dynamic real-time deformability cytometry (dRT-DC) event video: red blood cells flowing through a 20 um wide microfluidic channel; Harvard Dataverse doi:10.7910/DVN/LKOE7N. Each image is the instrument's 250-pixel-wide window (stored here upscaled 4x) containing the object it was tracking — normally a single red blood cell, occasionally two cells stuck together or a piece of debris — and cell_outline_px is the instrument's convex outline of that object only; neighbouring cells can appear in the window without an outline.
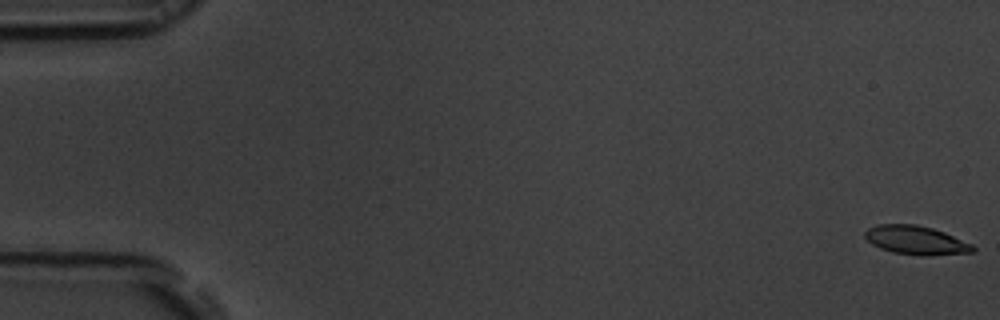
{"species": "common noctule bat (a hibernating species)", "species_latin": "Nyctalus noctula", "temperature_condition": "room temperature", "stored_images_in_passage": 56, "camera_frame_rate_fps": 3000, "um_per_image_px": 0.085, "animal": {"sex": "male", "body_mass_g": 19.5, "forearm_length_mm": 54.6}, "frame": {"image": 1, "passage_image": 1, "time_ms": 0.0, "image_size_px": [1000, 320], "cell_outline_px": [[976, 252], [924, 256], [920, 256], [892, 252], [880, 248], [872, 244], [864, 236], [864, 232], [868, 228], [876, 224], [916, 224], [932, 228], [944, 232], [972, 244], [976, 248]], "centroid_in_image_um": [77.86, 20.42], "position_along_channel_um": 7.1, "area_um2": 18.21}}
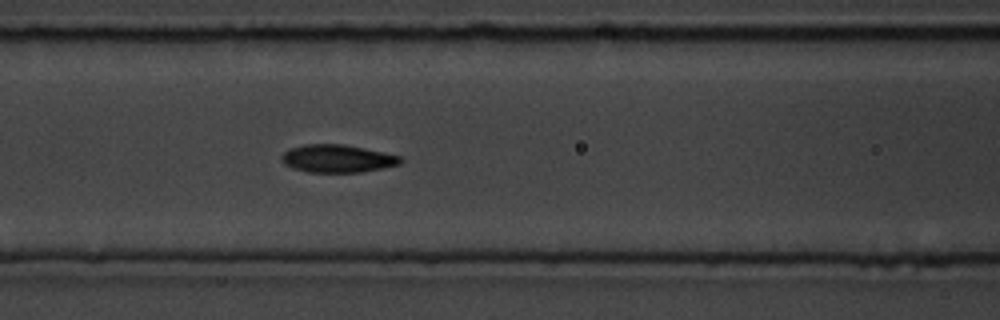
{"frame": {"image": 2, "passage_image": 24, "time_ms": 7.667, "image_size_px": [1000, 320], "cell_outline_px": [[404, 160], [400, 164], [360, 172], [308, 172], [292, 168], [284, 164], [280, 156], [288, 148], [304, 144], [344, 144], [404, 156]], "centroid_in_image_um": [28.68, 13.47], "position_along_channel_um": 137.9, "area_um2": 19.42}}
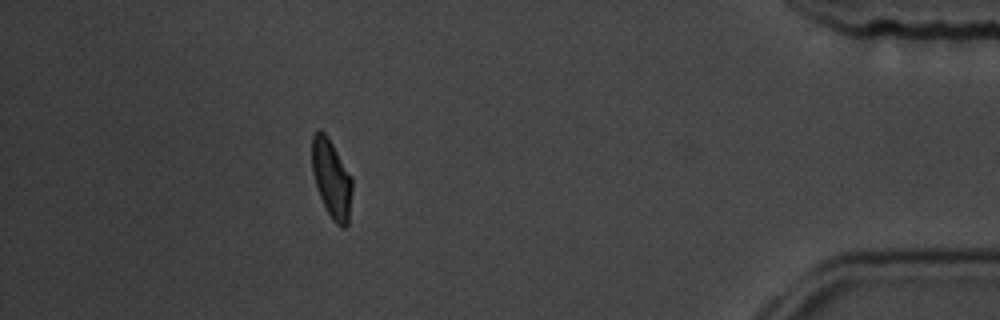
{"frame": {"image": 3, "passage_image": 50, "time_ms": 16.333, "image_size_px": [1000, 320], "cell_outline_px": [[352, 188], [348, 224], [344, 228], [340, 228], [332, 220], [320, 196], [312, 172], [312, 136], [316, 128], [320, 128], [328, 136], [352, 176]], "centroid_in_image_um": [28.18, 15.16], "position_along_channel_um": 407.0, "area_um2": 18.5}, "authors_computed_cell_mechanics": {"area_um2": 18.6116, "velocity_mm_per_s": 3.7029, "shape_relaxation_time_tau1_ms": 2.4138, "shape_relaxation_time_tau2_ms": 1.7701, "deformation_change_tau1": 0.137, "deformation_change_tau2": 0.0723}}